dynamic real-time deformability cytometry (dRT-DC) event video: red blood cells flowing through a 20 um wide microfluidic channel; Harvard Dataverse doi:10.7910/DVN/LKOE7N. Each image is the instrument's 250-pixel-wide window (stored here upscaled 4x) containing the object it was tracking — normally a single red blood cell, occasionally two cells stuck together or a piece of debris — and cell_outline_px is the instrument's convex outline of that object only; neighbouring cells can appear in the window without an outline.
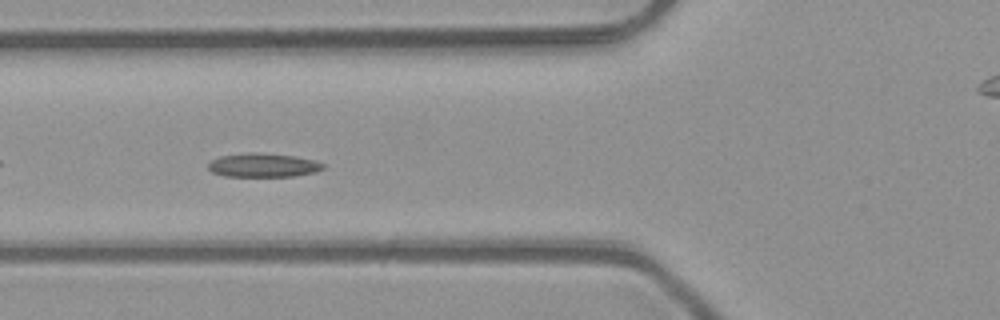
{"species": "common noctule bat (a hibernating species)", "species_latin": "Nyctalus noctula", "temperature_condition": "room temperature", "stored_images_in_passage": 27, "camera_frame_rate_fps": 3000, "um_per_image_px": 0.085, "animal": {"sex": "male", "body_mass_g": 23.1, "forearm_length_mm": 52.7}, "frame": {"image": 1, "passage_image": 5, "time_ms": 1.333, "image_size_px": [1000, 320], "cell_outline_px": [[324, 168], [316, 172], [292, 176], [224, 176], [212, 172], [208, 168], [208, 164], [212, 160], [220, 156], [248, 152], [256, 152], [292, 156], [316, 160], [324, 164]], "centroid_in_image_um": [22.36, 14.04], "position_along_channel_um": 103.4, "area_um2": 15.9}}
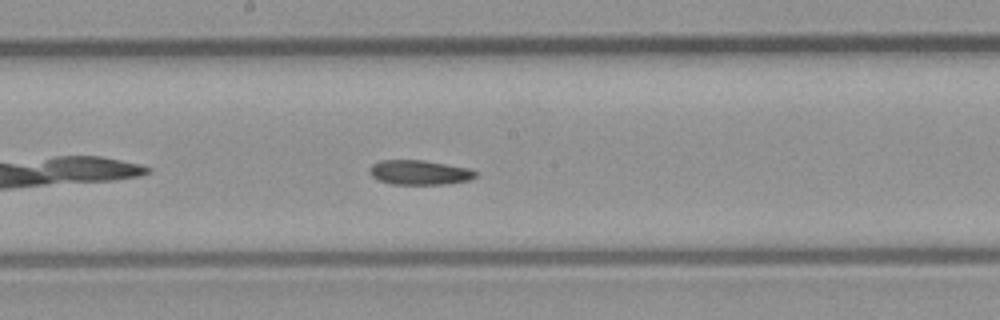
{"frame": {"image": 2, "passage_image": 13, "time_ms": 4.0, "image_size_px": [1000, 320], "cell_outline_px": [[476, 176], [468, 180], [444, 184], [392, 184], [376, 180], [368, 172], [368, 168], [372, 164], [380, 160], [424, 160], [468, 168], [476, 172]], "centroid_in_image_um": [35.58, 14.65], "position_along_channel_um": 212.6, "area_um2": 15.2}}
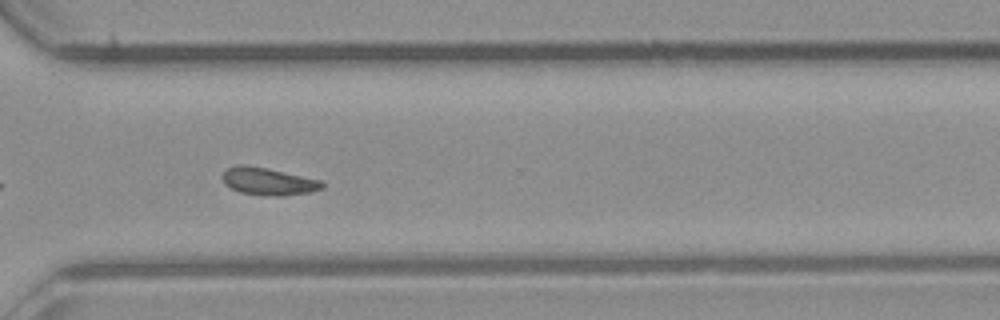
{"frame": {"image": 3, "passage_image": 23, "time_ms": 7.333, "image_size_px": [1000, 320], "cell_outline_px": [[324, 188], [308, 192], [284, 196], [268, 196], [240, 192], [224, 184], [220, 176], [228, 168], [240, 164], [244, 164], [268, 168], [324, 180]], "centroid_in_image_um": [22.82, 15.41], "position_along_channel_um": 347.8, "area_um2": 16.18}, "authors_computed_cell_mechanics": {"area_um2": 15.7794, "velocity_mm_per_s": 4.0704, "shape_relaxation_time_tau1_ms": null, "shape_relaxation_time_tau2_ms": 7.1219, "deformation_change_tau1": null, "deformation_change_tau2": 0.1068}}